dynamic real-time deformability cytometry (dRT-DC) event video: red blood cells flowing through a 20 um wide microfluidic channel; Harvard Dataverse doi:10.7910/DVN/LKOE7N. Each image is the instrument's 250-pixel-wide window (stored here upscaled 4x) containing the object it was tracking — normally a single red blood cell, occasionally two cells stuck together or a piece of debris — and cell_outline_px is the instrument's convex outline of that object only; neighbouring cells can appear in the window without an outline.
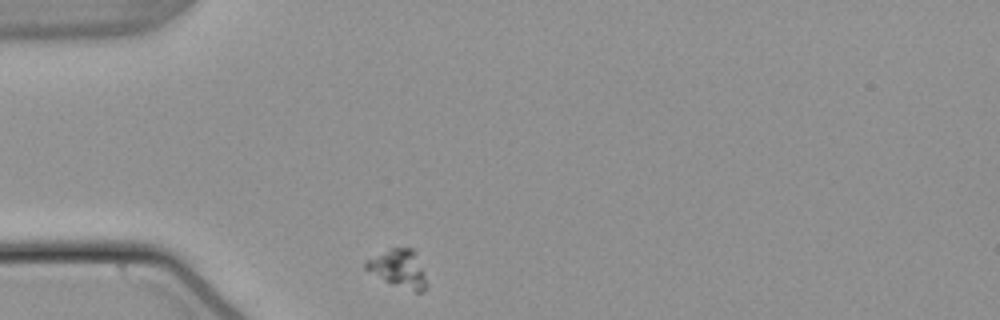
{"species": "common noctule bat (a hibernating species)", "species_latin": "Nyctalus noctula", "temperature_condition": "warm", "stored_images_in_passage": 32, "camera_frame_rate_fps": 3000, "um_per_image_px": 0.085, "animal": {"sex": "male", "body_mass_g": 21.5, "forearm_length_mm": 52.0}, "frame": {"image": 1, "passage_image": 1, "time_ms": 0.0, "image_size_px": [1000, 320], "cell_outline_px": [[428, 284], [424, 292], [416, 292], [384, 280], [364, 268], [364, 260], [392, 248], [412, 248], [416, 252], [424, 272]], "centroid_in_image_um": [33.91, 22.82], "position_along_channel_um": 51.1, "area_um2": 13.29}}
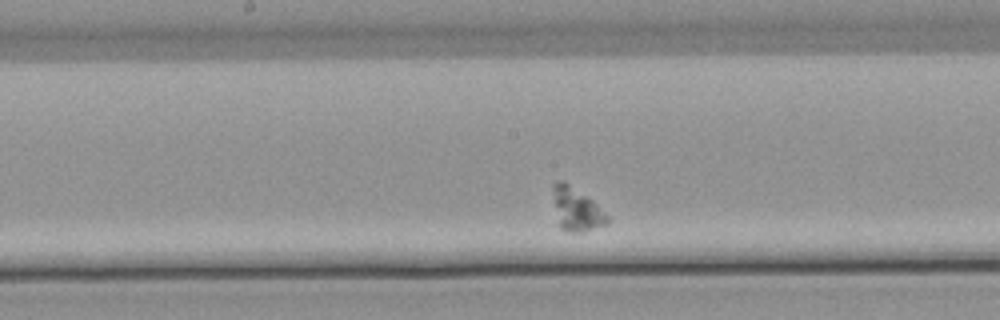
{"frame": {"image": 2, "passage_image": 16, "time_ms": 5.0, "image_size_px": [1000, 320], "cell_outline_px": [[608, 224], [584, 232], [568, 232], [560, 228], [552, 188], [552, 184], [560, 180], [568, 184], [592, 200], [608, 216]], "centroid_in_image_um": [49.01, 17.82], "position_along_channel_um": 199.2, "area_um2": 13.29}}
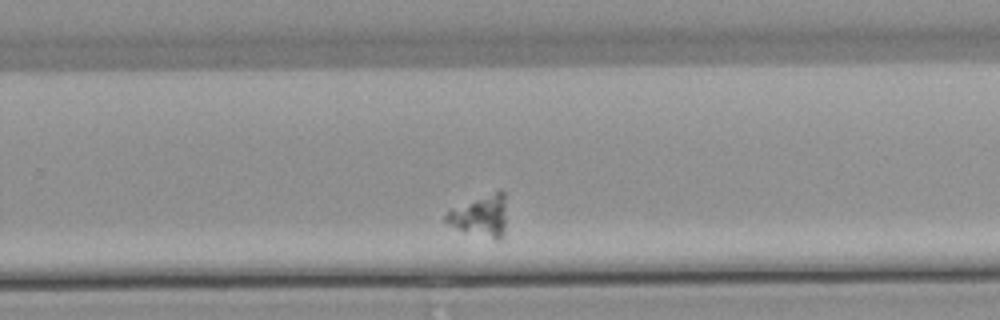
{"frame": {"image": 3, "passage_image": 24, "time_ms": 7.667, "image_size_px": [1000, 320], "cell_outline_px": [[504, 232], [500, 240], [492, 240], [448, 224], [444, 220], [444, 216], [452, 208], [500, 188], [504, 192]], "centroid_in_image_um": [40.85, 18.33], "position_along_channel_um": 288.9, "area_um2": 14.45}}